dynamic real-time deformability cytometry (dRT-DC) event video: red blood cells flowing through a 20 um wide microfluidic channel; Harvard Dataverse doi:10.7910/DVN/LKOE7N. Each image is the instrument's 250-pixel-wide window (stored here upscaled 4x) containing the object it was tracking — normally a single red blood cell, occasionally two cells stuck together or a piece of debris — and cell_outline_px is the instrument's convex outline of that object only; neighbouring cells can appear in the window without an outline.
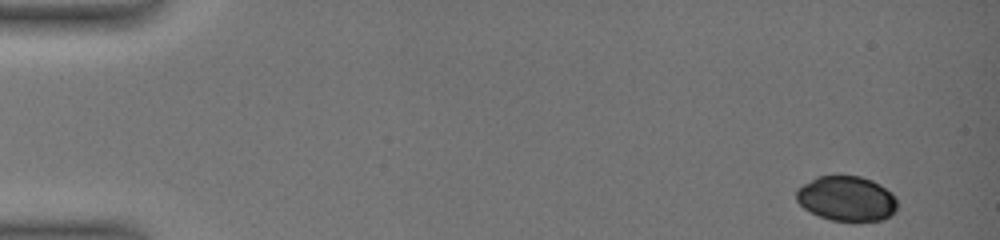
{"species": "common noctule bat (a hibernating species)", "species_latin": "Nyctalus noctula", "temperature_condition": "warm", "stored_images_in_passage": 13, "camera_frame_rate_fps": 3000, "um_per_image_px": 0.085, "animal": {"sex": "female", "body_mass_g": 19.0, "forearm_length_mm": 51.5}, "frame": {"image": 1, "passage_image": 1, "time_ms": 0.0, "image_size_px": [1000, 240], "cell_outline_px": [[896, 208], [884, 220], [832, 220], [820, 216], [804, 208], [796, 200], [796, 188], [816, 176], [860, 176], [872, 180], [880, 184], [892, 192], [896, 196]], "centroid_in_image_um": [71.95, 16.85], "position_along_channel_um": 13.1, "area_um2": 26.3}}
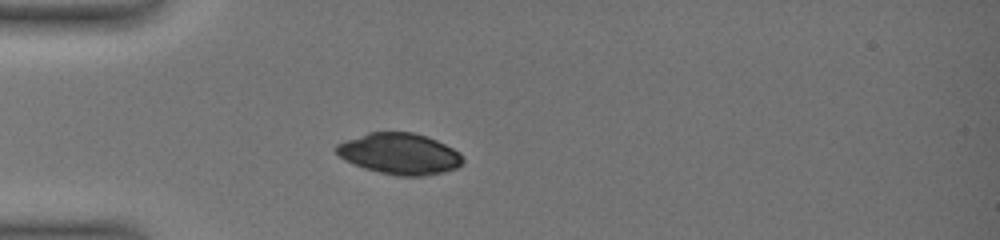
{"frame": {"image": 2, "passage_image": 10, "time_ms": 4.667, "image_size_px": [1000, 240], "cell_outline_px": [[464, 160], [456, 168], [424, 176], [396, 176], [364, 168], [344, 160], [332, 148], [336, 144], [344, 140], [368, 132], [412, 132], [428, 136], [460, 152]], "centroid_in_image_um": [33.92, 13.06], "position_along_channel_um": 51.1, "area_um2": 30.4}}
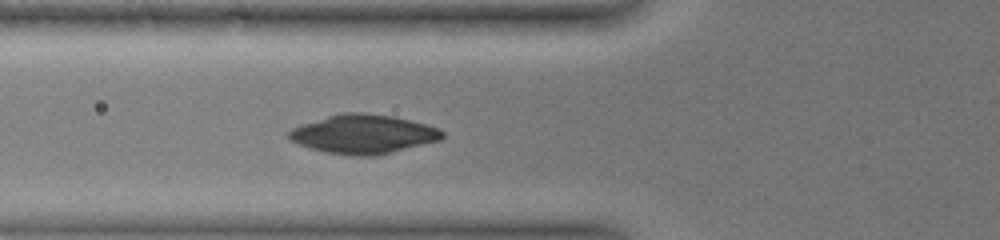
{"frame": {"image": 3, "passage_image": 13, "time_ms": 6.333, "image_size_px": [1000, 240], "cell_outline_px": [[444, 136], [440, 140], [376, 156], [360, 156], [328, 152], [308, 148], [292, 140], [288, 136], [288, 132], [292, 128], [340, 112], [364, 112], [392, 116], [440, 128], [444, 132]], "centroid_in_image_um": [30.91, 11.39], "position_along_channel_um": 94.9, "area_um2": 34.45}}